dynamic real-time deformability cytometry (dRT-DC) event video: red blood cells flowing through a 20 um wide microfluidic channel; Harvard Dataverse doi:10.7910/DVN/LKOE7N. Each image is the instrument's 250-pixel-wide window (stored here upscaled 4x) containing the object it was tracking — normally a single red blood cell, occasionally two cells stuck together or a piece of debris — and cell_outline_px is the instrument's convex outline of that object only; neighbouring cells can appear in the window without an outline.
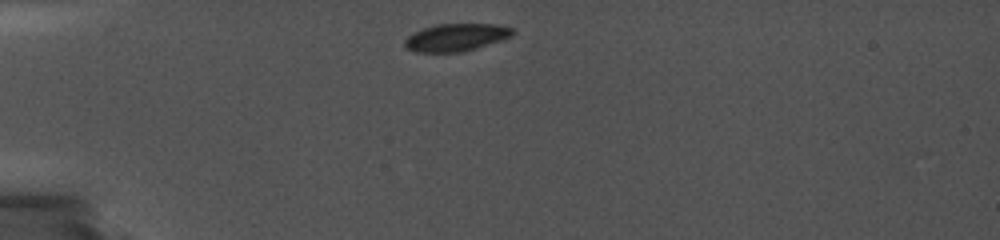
{"species": "common noctule bat (a hibernating species)", "species_latin": "Nyctalus noctula", "temperature_condition": "cold", "stored_images_in_passage": 8, "camera_frame_rate_fps": 5000, "um_per_image_px": 0.085, "animal": {"sex": "female", "body_mass_g": 19.0, "forearm_length_mm": 56.7}, "frame": {"image": 1, "passage_image": 1, "time_ms": 0.0, "image_size_px": [1000, 240], "cell_outline_px": [[516, 32], [512, 36], [464, 52], [412, 52], [404, 44], [404, 40], [408, 36], [424, 28], [436, 24], [496, 24], [516, 28]], "centroid_in_image_um": [38.8, 3.17], "position_along_channel_um": 46.2, "area_um2": 17.34}}
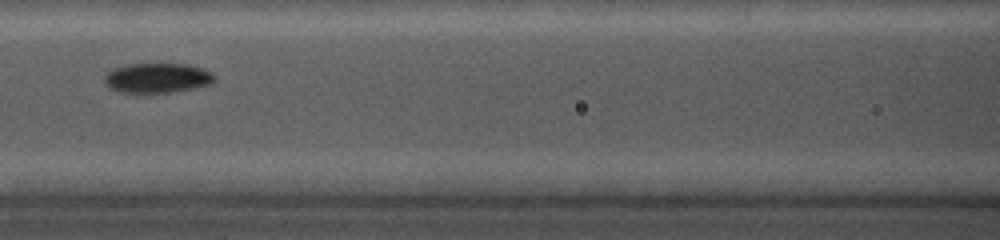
{"frame": {"image": 2, "passage_image": 5, "time_ms": 3.8, "image_size_px": [1000, 240], "cell_outline_px": [[216, 80], [212, 84], [196, 88], [172, 92], [120, 92], [112, 88], [104, 80], [104, 76], [108, 72], [116, 68], [128, 64], [188, 64], [212, 72], [216, 76]], "centroid_in_image_um": [13.45, 6.62], "position_along_channel_um": 153.2, "area_um2": 18.96}}
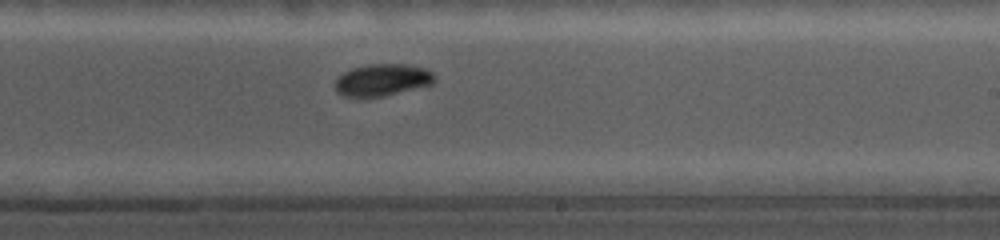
{"frame": {"image": 3, "passage_image": 8, "time_ms": 6.6, "image_size_px": [1000, 240], "cell_outline_px": [[436, 80], [432, 84], [384, 96], [344, 96], [336, 92], [336, 76], [352, 68], [368, 64], [404, 64], [424, 68], [432, 72], [436, 76]], "centroid_in_image_um": [32.5, 6.78], "position_along_channel_um": 256.5, "area_um2": 18.44}}